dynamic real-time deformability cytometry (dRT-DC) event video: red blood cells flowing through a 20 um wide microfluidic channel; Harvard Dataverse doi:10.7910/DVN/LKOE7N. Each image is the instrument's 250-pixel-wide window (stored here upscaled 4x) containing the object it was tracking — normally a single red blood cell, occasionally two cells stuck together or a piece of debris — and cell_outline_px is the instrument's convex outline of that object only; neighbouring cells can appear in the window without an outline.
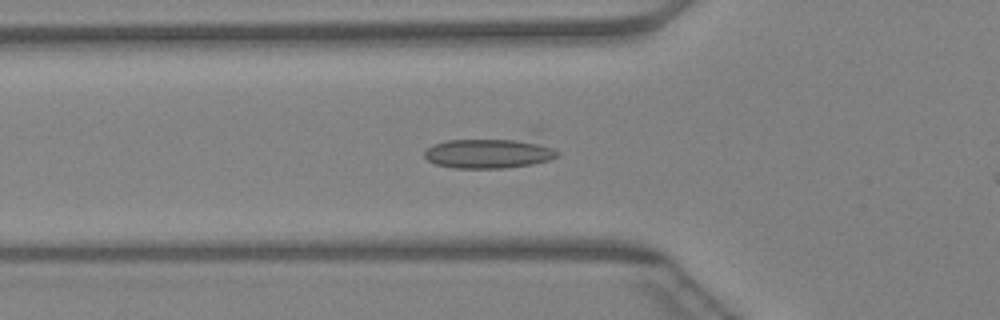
{"species": "Egyptian fruit bat (a non-hibernating species)", "species_latin": "Rousettus aegyptiacus", "temperature_condition": "warm", "stored_images_in_passage": 34, "camera_frame_rate_fps": 3000, "um_per_image_px": 0.085, "animal": {"sex": "female"}, "frame": {"image": 1, "passage_image": 9, "time_ms": 2.667, "image_size_px": [1000, 320], "cell_outline_px": [[560, 152], [556, 156], [548, 160], [532, 164], [504, 168], [456, 168], [436, 164], [428, 160], [424, 156], [424, 152], [432, 144], [444, 140], [532, 128], [544, 128]], "centroid_in_image_um": [42.03, 12.75], "position_along_channel_um": 83.8, "area_um2": 28.73}}
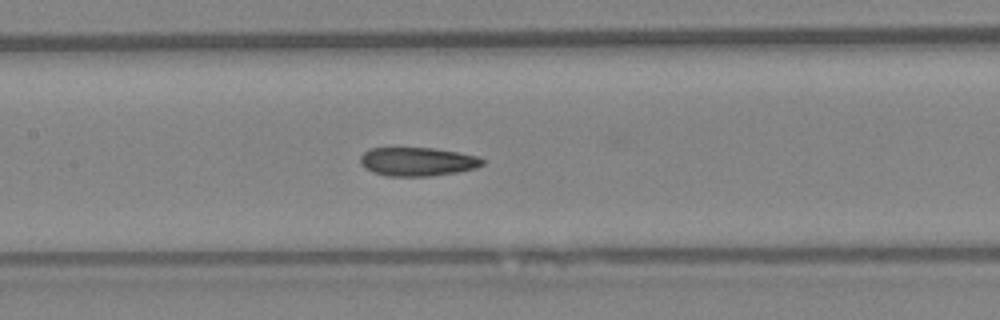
{"frame": {"image": 2, "passage_image": 15, "time_ms": 4.667, "image_size_px": [1000, 320], "cell_outline_px": [[484, 164], [476, 168], [460, 172], [428, 176], [388, 176], [364, 168], [360, 164], [360, 156], [368, 148], [436, 148], [480, 156], [484, 160]], "centroid_in_image_um": [35.52, 13.73], "position_along_channel_um": 171.9, "area_um2": 20.58}}
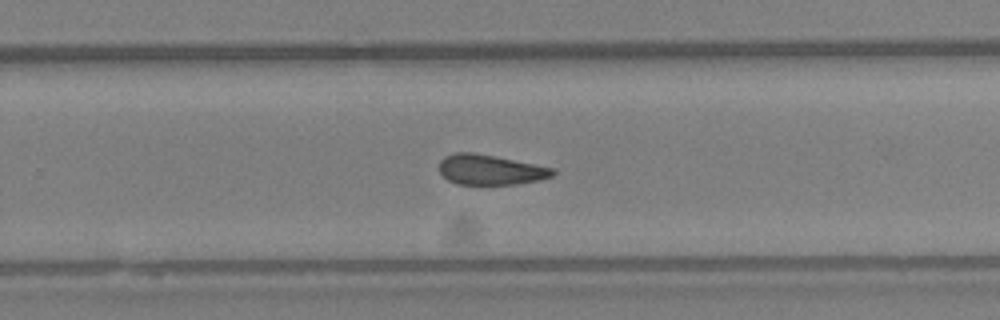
{"frame": {"image": 3, "passage_image": 23, "time_ms": 7.333, "image_size_px": [1000, 320], "cell_outline_px": [[556, 172], [552, 176], [540, 180], [516, 184], [456, 184], [448, 180], [440, 172], [440, 160], [444, 156], [452, 152], [472, 152], [536, 164], [552, 168]], "centroid_in_image_um": [41.66, 14.42], "position_along_channel_um": 288.1, "area_um2": 19.88}}